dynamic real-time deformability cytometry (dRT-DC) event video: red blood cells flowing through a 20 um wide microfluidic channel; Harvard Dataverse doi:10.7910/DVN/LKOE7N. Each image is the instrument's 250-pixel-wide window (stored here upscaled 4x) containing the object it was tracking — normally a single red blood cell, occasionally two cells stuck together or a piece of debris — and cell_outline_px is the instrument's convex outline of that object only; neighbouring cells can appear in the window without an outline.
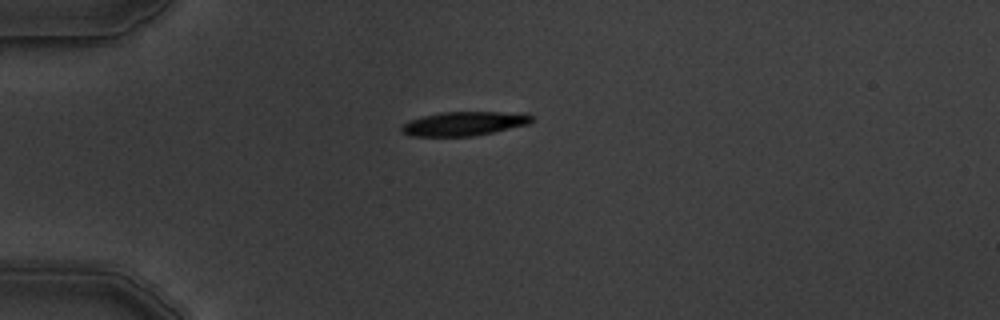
{"species": "common noctule bat (a hibernating species)", "species_latin": "Nyctalus noctula", "temperature_condition": "warm", "stored_images_in_passage": 3, "camera_frame_rate_fps": 3000, "um_per_image_px": 0.085, "animal": {"sex": "male", "body_mass_g": 19.5, "forearm_length_mm": 54.6}, "frame": {"image": 1, "passage_image": 1, "time_ms": 0.0, "image_size_px": [1000, 320], "cell_outline_px": [[532, 120], [528, 124], [492, 132], [472, 136], [412, 136], [400, 132], [400, 128], [408, 120], [420, 116], [444, 112], [528, 112], [532, 116]], "centroid_in_image_um": [39.43, 10.49], "position_along_channel_um": 45.6, "area_um2": 18.32}}